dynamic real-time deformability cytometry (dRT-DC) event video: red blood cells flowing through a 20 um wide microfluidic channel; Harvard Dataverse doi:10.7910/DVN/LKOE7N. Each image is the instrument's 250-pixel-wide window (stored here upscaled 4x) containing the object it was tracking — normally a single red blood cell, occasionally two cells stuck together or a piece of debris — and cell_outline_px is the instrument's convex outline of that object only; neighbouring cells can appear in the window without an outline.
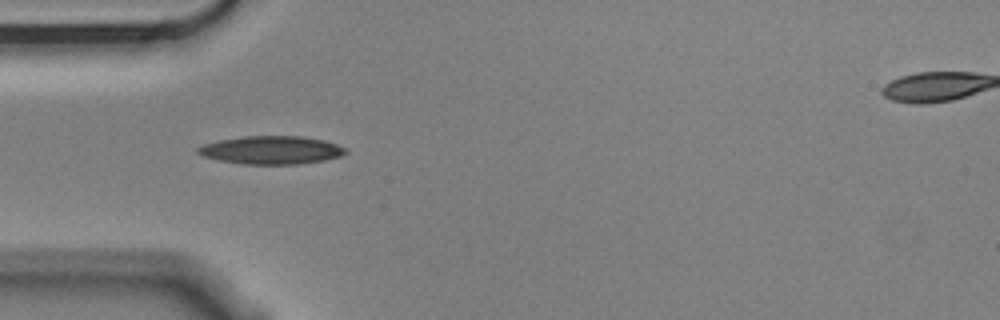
{"species": "Egyptian fruit bat (a non-hibernating species)", "species_latin": "Rousettus aegyptiacus", "temperature_condition": "cold", "stored_images_in_passage": 9, "camera_frame_rate_fps": 3000, "um_per_image_px": 0.085, "animal": {"sex": "male"}, "frame": {"image": 1, "passage_image": 1, "time_ms": 0.0, "image_size_px": [1000, 320], "cell_outline_px": [[348, 152], [340, 156], [324, 160], [296, 164], [240, 164], [220, 160], [204, 156], [196, 152], [196, 148], [204, 144], [220, 140], [244, 136], [300, 136], [324, 140], [348, 148]], "centroid_in_image_um": [23.08, 12.75], "position_along_channel_um": 61.9, "area_um2": 24.16}}
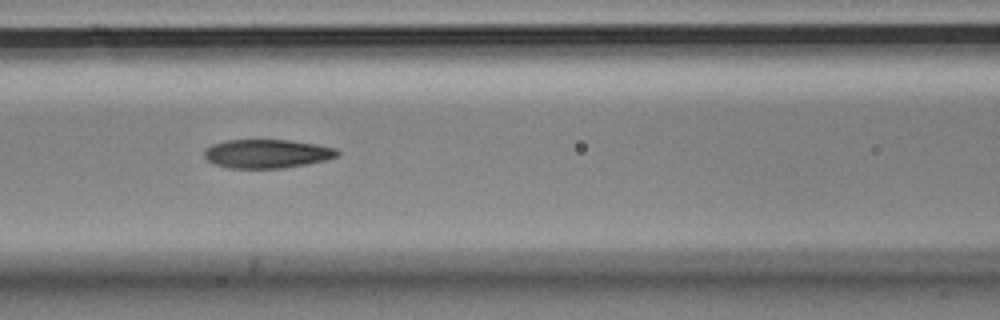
{"frame": {"image": 2, "passage_image": 3, "time_ms": 0.667, "image_size_px": [1000, 320], "cell_outline_px": [[340, 152], [336, 156], [324, 160], [284, 168], [228, 168], [212, 164], [204, 156], [204, 148], [212, 144], [228, 140], [288, 140], [316, 144], [336, 148]], "centroid_in_image_um": [22.64, 13.06], "position_along_channel_um": 144.0, "area_um2": 22.25}}
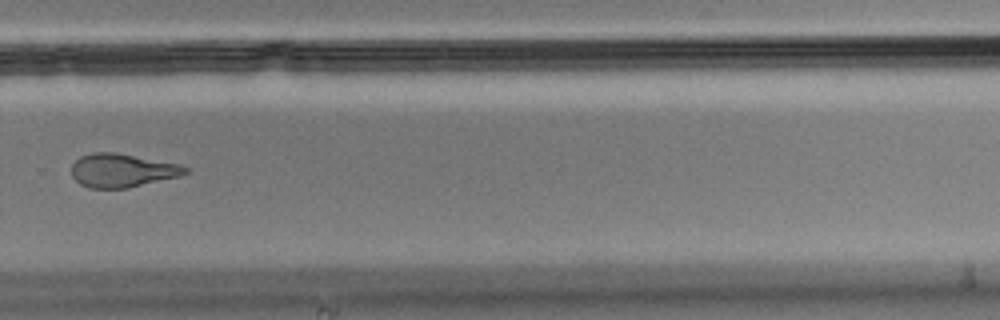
{"frame": {"image": 3, "passage_image": 7, "time_ms": 2.0, "image_size_px": [1000, 320], "cell_outline_px": [[188, 172], [180, 176], [128, 188], [88, 188], [80, 184], [72, 176], [72, 164], [80, 156], [92, 152], [112, 152], [180, 164], [188, 168]], "centroid_in_image_um": [10.37, 14.49], "position_along_channel_um": 319.4, "area_um2": 22.14}}